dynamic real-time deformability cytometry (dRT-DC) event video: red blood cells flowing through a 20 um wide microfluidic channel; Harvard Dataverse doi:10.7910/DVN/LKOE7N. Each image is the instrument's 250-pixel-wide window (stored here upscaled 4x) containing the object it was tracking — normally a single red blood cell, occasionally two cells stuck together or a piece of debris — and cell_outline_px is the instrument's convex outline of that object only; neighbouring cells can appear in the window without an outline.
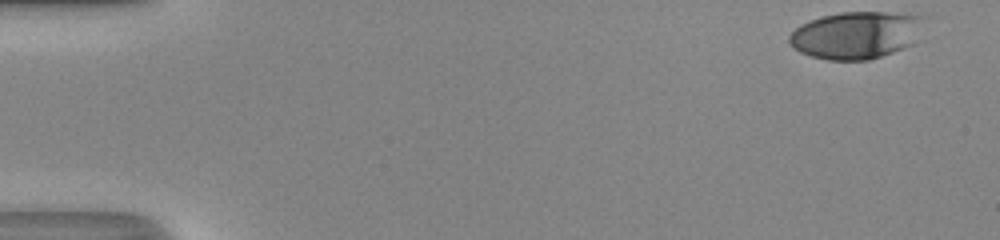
{"species": "human", "species_latin": "Homo sapiens", "temperature_condition": "room temperature", "stored_images_in_passage": 41, "camera_frame_rate_fps": 3000, "um_per_image_px": 0.085, "donor": {"sex": "male"}, "frame": {"image": 1, "passage_image": 1, "time_ms": 0.0, "image_size_px": [1000, 240], "cell_outline_px": [[924, 16], [912, 44], [892, 52], [868, 60], [828, 60], [812, 56], [800, 52], [788, 40], [788, 36], [796, 28], [820, 16], [840, 12], [884, 12]], "centroid_in_image_um": [72.73, 2.98], "position_along_channel_um": 12.3, "area_um2": 36.41}}
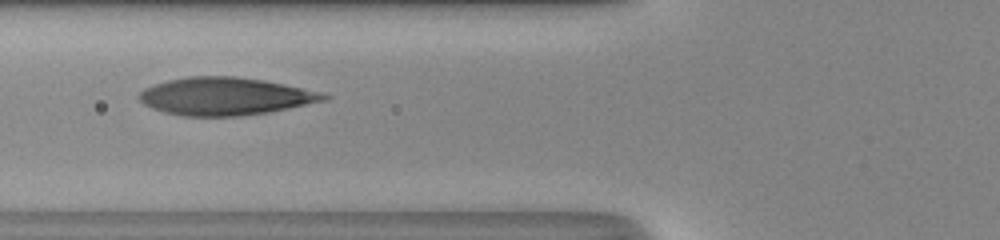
{"frame": {"image": 2, "passage_image": 19, "time_ms": 6.0, "image_size_px": [1000, 240], "cell_outline_px": [[332, 96], [328, 100], [268, 112], [236, 116], [184, 116], [164, 112], [152, 108], [144, 104], [136, 96], [144, 88], [168, 80], [188, 76], [236, 76], [264, 80], [320, 92]], "centroid_in_image_um": [19.13, 8.18], "position_along_channel_um": 106.7, "area_um2": 40.4}}
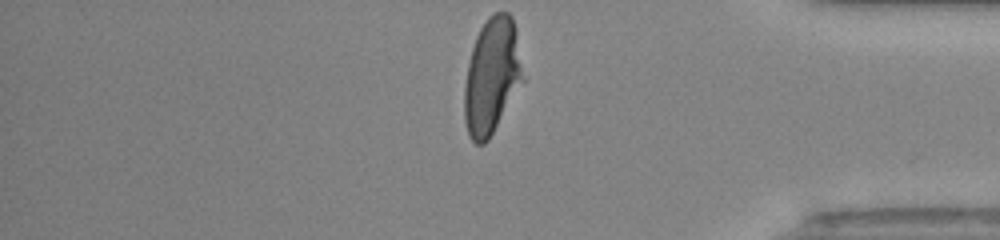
{"frame": {"image": 3, "passage_image": 41, "time_ms": 13.333, "image_size_px": [1000, 240], "cell_outline_px": [[524, 80], [488, 140], [484, 144], [476, 144], [468, 136], [464, 120], [464, 88], [468, 64], [472, 48], [476, 36], [480, 28], [488, 16], [496, 12], [508, 12], [512, 16], [516, 28]], "centroid_in_image_um": [41.8, 6.46], "position_along_channel_um": 393.4, "area_um2": 39.59}, "authors_computed_cell_mechanics": {"area_um2": 39.4774, "velocity_mm_per_s": 4.2266, "shape_relaxation_time_tau1_ms": 5.7789, "shape_relaxation_time_tau2_ms": 0.7157, "deformation_change_tau1": 0.264, "deformation_change_tau2": 0.0753}}